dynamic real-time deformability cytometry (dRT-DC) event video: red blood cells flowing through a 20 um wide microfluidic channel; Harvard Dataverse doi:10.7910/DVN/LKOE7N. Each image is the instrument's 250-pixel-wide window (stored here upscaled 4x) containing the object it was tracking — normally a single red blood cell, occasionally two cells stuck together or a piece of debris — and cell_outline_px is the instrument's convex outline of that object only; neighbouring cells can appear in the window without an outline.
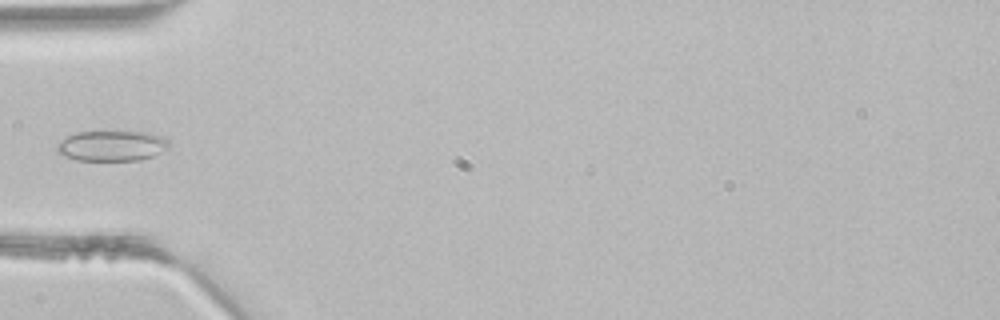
{"species": "common noctule bat (a hibernating species)", "species_latin": "Nyctalus noctula", "temperature_condition": "room temperature", "stored_images_in_passage": 3, "camera_frame_rate_fps": 3000, "um_per_image_px": 0.085, "animal": {"sex": "male", "body_mass_g": 21.5, "forearm_length_mm": 52.0}, "frame": {"image": 1, "passage_image": 3, "time_ms": 0.667, "image_size_px": [1000, 320], "cell_outline_px": [[168, 148], [152, 156], [140, 160], [76, 160], [64, 156], [56, 152], [56, 144], [68, 136], [76, 132], [152, 132], [164, 136], [168, 140]], "centroid_in_image_um": [9.5, 12.39], "position_along_channel_um": 75.5, "area_um2": 19.88}}